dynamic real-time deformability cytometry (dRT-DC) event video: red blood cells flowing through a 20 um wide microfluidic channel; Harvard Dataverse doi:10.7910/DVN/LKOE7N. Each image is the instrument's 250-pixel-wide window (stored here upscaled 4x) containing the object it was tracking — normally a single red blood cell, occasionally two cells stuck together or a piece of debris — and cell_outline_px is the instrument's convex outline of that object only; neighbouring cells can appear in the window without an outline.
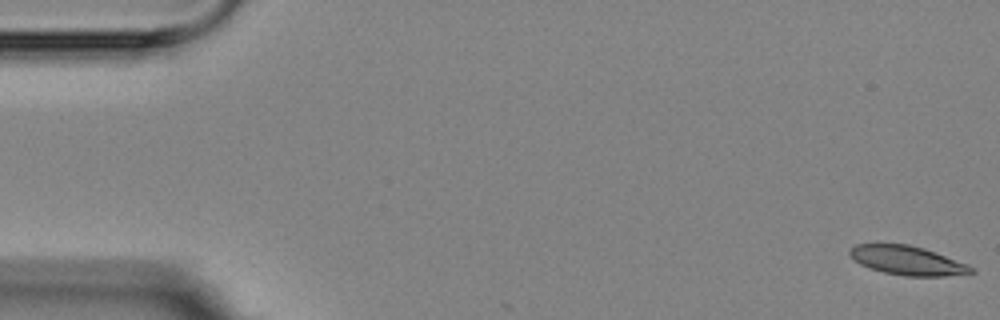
{"species": "Egyptian fruit bat (a non-hibernating species)", "species_latin": "Rousettus aegyptiacus", "temperature_condition": "room temperature", "stored_images_in_passage": 3, "camera_frame_rate_fps": 3000, "um_per_image_px": 0.085, "animal": {"sex": "female"}, "frame": {"image": 1, "passage_image": 1, "time_ms": 0.0, "image_size_px": [1000, 320], "cell_outline_px": [[976, 272], [944, 276], [904, 276], [884, 272], [868, 268], [860, 264], [848, 252], [856, 244], [908, 244], [924, 248], [968, 264], [976, 268]], "centroid_in_image_um": [77.16, 22.15], "position_along_channel_um": 7.8, "area_um2": 20.46}}